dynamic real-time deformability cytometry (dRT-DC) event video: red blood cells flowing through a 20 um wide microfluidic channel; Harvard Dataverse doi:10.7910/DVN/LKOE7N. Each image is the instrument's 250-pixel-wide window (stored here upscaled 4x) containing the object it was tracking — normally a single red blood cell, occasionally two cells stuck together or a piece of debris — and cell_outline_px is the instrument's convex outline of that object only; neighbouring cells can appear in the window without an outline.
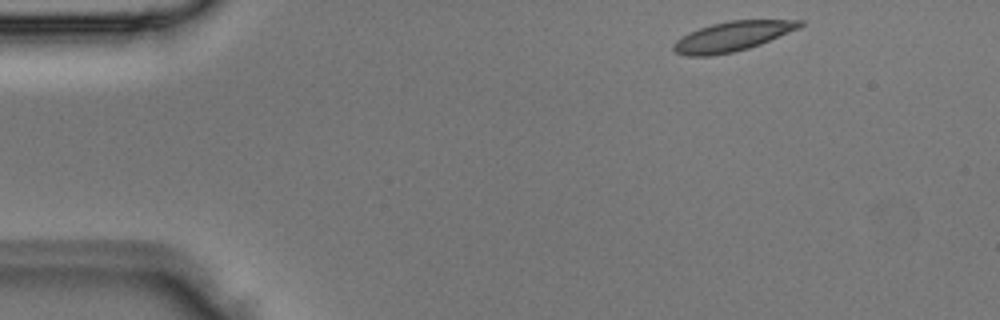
{"species": "Egyptian fruit bat (a non-hibernating species)", "species_latin": "Rousettus aegyptiacus", "temperature_condition": "room temperature", "stored_images_in_passage": 3, "segment_of_instrument_passage": [1, 2], "camera_frame_rate_fps": 3000, "um_per_image_px": 0.085, "animal": {"sex": "male"}, "frame": {"image": 1, "passage_image": 1, "time_ms": 0.0, "image_size_px": [1000, 320], "cell_outline_px": [[804, 24], [800, 28], [760, 44], [748, 48], [732, 52], [712, 56], [688, 56], [676, 52], [672, 48], [672, 44], [676, 40], [700, 28], [712, 24], [732, 20], [804, 20]], "centroid_in_image_um": [62.27, 3.09], "position_along_channel_um": 22.7, "area_um2": 21.62}}
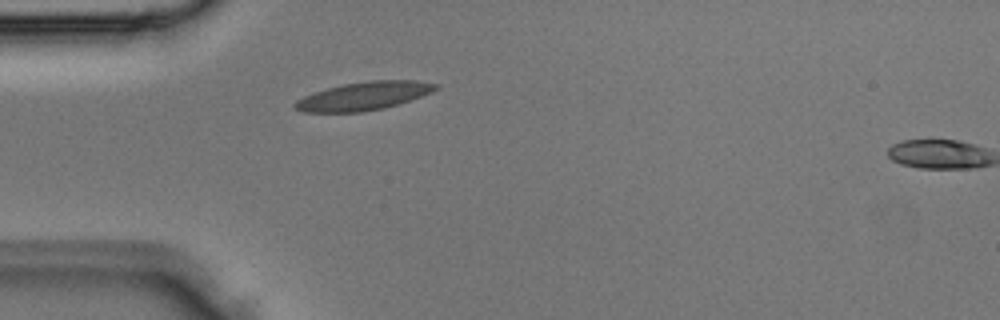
{"frame": {"image": 2, "passage_image": 2, "time_ms": 0.333, "image_size_px": [1000, 320], "cell_outline_px": [[440, 88], [432, 92], [384, 108], [360, 112], [304, 112], [296, 108], [292, 104], [296, 100], [304, 96], [328, 88], [344, 84], [368, 80], [416, 80], [440, 84]], "centroid_in_image_um": [30.95, 8.15], "position_along_channel_um": 54.1, "area_um2": 23.0}}